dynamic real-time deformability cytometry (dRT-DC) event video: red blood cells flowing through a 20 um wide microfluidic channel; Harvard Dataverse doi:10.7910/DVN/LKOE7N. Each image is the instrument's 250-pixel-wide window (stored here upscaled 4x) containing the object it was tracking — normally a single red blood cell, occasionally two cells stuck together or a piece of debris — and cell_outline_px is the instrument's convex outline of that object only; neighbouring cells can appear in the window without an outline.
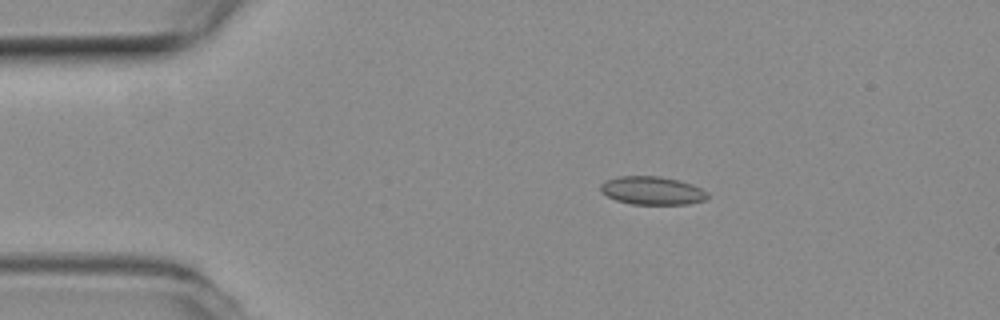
{"species": "common noctule bat (a hibernating species)", "species_latin": "Nyctalus noctula", "temperature_condition": "room temperature", "stored_images_in_passage": 50, "camera_frame_rate_fps": 3000, "um_per_image_px": 0.085, "animal": {"sex": "female", "body_mass_g": 19.3, "forearm_length_mm": 54.1}, "frame": {"image": 1, "passage_image": 6, "time_ms": 1.667, "image_size_px": [1000, 320], "cell_outline_px": [[708, 196], [704, 200], [688, 204], [632, 204], [616, 200], [600, 192], [600, 184], [604, 180], [620, 176], [660, 176], [680, 180], [692, 184], [708, 192]], "centroid_in_image_um": [55.42, 16.19], "position_along_channel_um": 29.6, "area_um2": 17.69}}
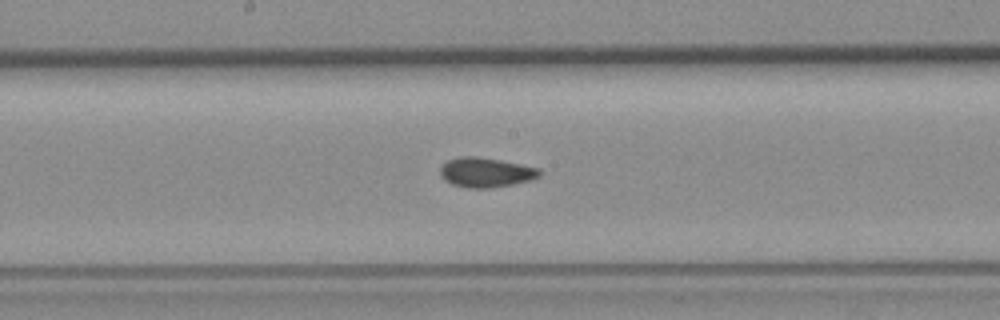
{"frame": {"image": 2, "passage_image": 24, "time_ms": 7.667, "image_size_px": [1000, 320], "cell_outline_px": [[540, 176], [532, 180], [512, 184], [488, 188], [468, 188], [452, 184], [444, 180], [440, 176], [440, 168], [448, 160], [460, 156], [476, 156], [500, 160], [540, 168]], "centroid_in_image_um": [41.29, 14.65], "position_along_channel_um": 206.9, "area_um2": 17.17}}
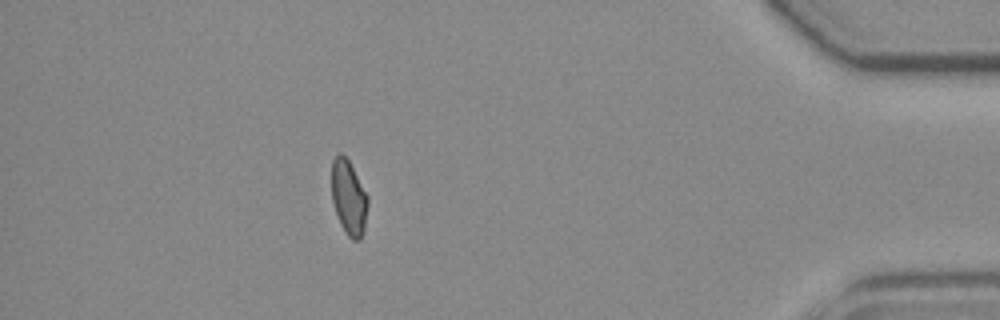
{"frame": {"image": 3, "passage_image": 44, "time_ms": 14.333, "image_size_px": [1000, 320], "cell_outline_px": [[368, 204], [364, 232], [360, 240], [352, 240], [348, 236], [340, 224], [332, 200], [332, 160], [340, 152], [348, 160], [368, 196]], "centroid_in_image_um": [29.65, 16.83], "position_along_channel_um": 405.6, "area_um2": 15.66}, "authors_computed_cell_mechanics": {"area_um2": 16.6175, "velocity_mm_per_s": 3.7947, "shape_relaxation_time_tau1_ms": null, "shape_relaxation_time_tau2_ms": 3.554, "deformation_change_tau1": null, "deformation_change_tau2": 0.0614}}